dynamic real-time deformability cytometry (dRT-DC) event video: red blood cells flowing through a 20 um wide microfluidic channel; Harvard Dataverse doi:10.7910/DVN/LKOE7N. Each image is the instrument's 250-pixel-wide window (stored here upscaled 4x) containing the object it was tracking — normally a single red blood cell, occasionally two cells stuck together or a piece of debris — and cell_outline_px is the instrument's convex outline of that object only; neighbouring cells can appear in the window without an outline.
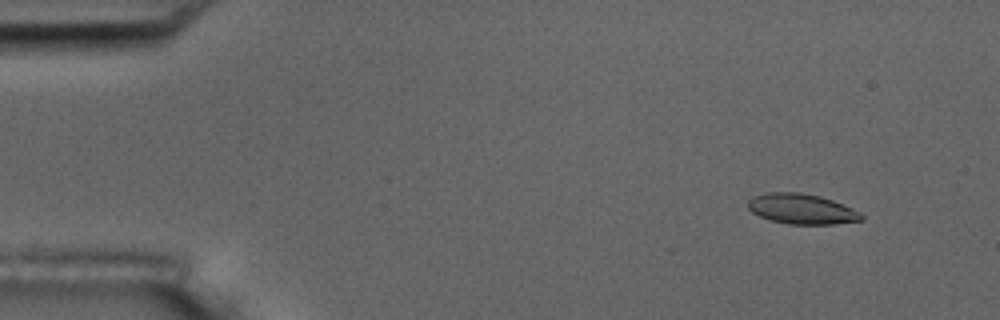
{"species": "common noctule bat (a hibernating species)", "species_latin": "Nyctalus noctula", "temperature_condition": "room temperature", "stored_images_in_passage": 56, "camera_frame_rate_fps": 3000, "um_per_image_px": 0.085, "animal": {"sex": "male", "body_mass_g": 17.5, "forearm_length_mm": 52.3}, "frame": {"image": 1, "passage_image": 6, "time_ms": 1.667, "image_size_px": [1000, 320], "cell_outline_px": [[864, 220], [836, 224], [788, 224], [768, 220], [752, 212], [748, 208], [748, 200], [752, 196], [768, 192], [800, 192], [820, 196], [832, 200], [852, 208], [860, 212], [864, 216]], "centroid_in_image_um": [68.14, 17.76], "position_along_channel_um": 16.9, "area_um2": 20.17}}
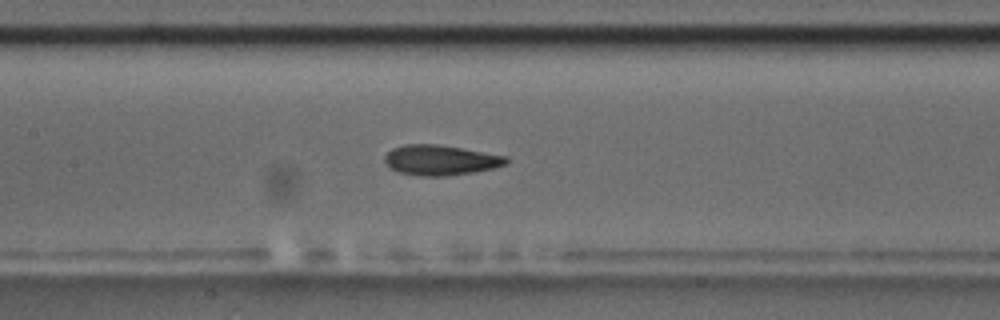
{"frame": {"image": 2, "passage_image": 27, "time_ms": 8.667, "image_size_px": [1000, 320], "cell_outline_px": [[508, 164], [492, 168], [472, 172], [444, 176], [420, 176], [396, 172], [384, 160], [384, 156], [392, 148], [404, 144], [436, 144], [508, 156]], "centroid_in_image_um": [37.43, 13.61], "position_along_channel_um": 170.0, "area_um2": 21.27}}
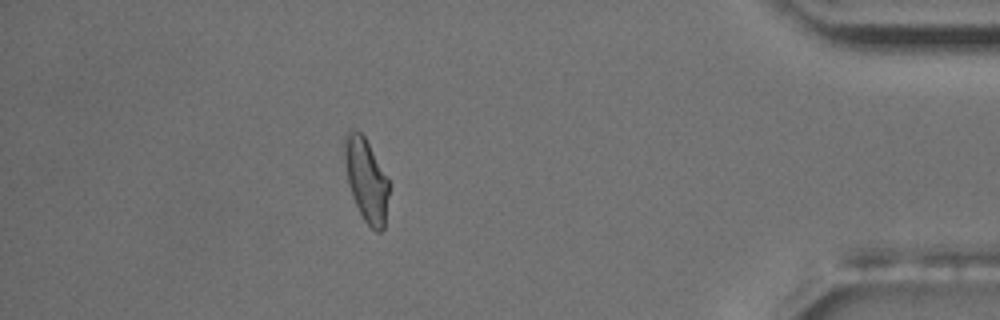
{"frame": {"image": 3, "passage_image": 50, "time_ms": 16.333, "image_size_px": [1000, 320], "cell_outline_px": [[388, 196], [384, 228], [380, 232], [376, 232], [364, 220], [352, 196], [348, 184], [344, 160], [344, 132], [348, 128], [352, 128], [360, 132], [364, 136], [388, 180]], "centroid_in_image_um": [31.09, 15.26], "position_along_channel_um": 404.1, "area_um2": 21.33}, "authors_computed_cell_mechanics": {"area_um2": 20.7502, "velocity_mm_per_s": 3.6326, "shape_relaxation_time_tau1_ms": 5.4187, "shape_relaxation_time_tau2_ms": 2.136, "deformation_change_tau1": 0.1706, "deformation_change_tau2": 0.0785}}